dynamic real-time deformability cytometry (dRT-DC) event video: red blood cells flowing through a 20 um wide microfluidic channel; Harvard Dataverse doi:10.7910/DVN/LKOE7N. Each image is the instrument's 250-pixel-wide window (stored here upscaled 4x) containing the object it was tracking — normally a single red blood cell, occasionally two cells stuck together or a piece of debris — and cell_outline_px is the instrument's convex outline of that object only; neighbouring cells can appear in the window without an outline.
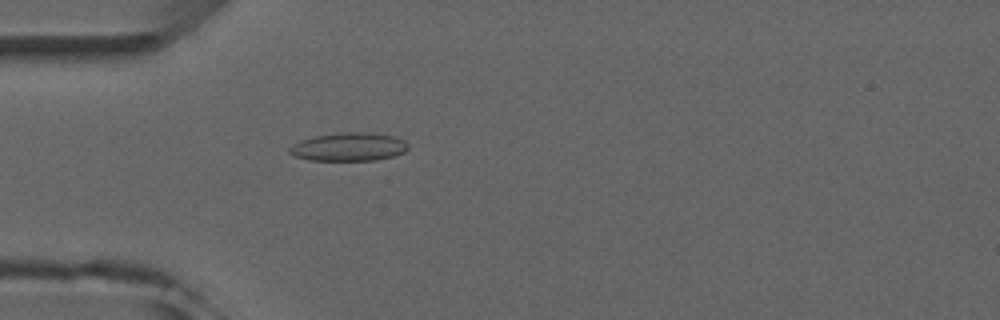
{"species": "common noctule bat (a hibernating species)", "species_latin": "Nyctalus noctula", "temperature_condition": "room temperature", "stored_images_in_passage": 1, "camera_frame_rate_fps": 3000, "um_per_image_px": 0.085, "animal": {"sex": "male", "forearm_length_mm": 52.5}, "frame": {"image": 1, "passage_image": 1, "time_ms": 0.0, "image_size_px": [1000, 320], "cell_outline_px": [[408, 148], [404, 152], [392, 156], [376, 160], [308, 160], [292, 156], [288, 152], [288, 148], [292, 144], [300, 140], [316, 136], [340, 132], [368, 132], [392, 136], [404, 140], [408, 144]], "centroid_in_image_um": [29.6, 12.48], "position_along_channel_um": 55.4, "area_um2": 19.65}}